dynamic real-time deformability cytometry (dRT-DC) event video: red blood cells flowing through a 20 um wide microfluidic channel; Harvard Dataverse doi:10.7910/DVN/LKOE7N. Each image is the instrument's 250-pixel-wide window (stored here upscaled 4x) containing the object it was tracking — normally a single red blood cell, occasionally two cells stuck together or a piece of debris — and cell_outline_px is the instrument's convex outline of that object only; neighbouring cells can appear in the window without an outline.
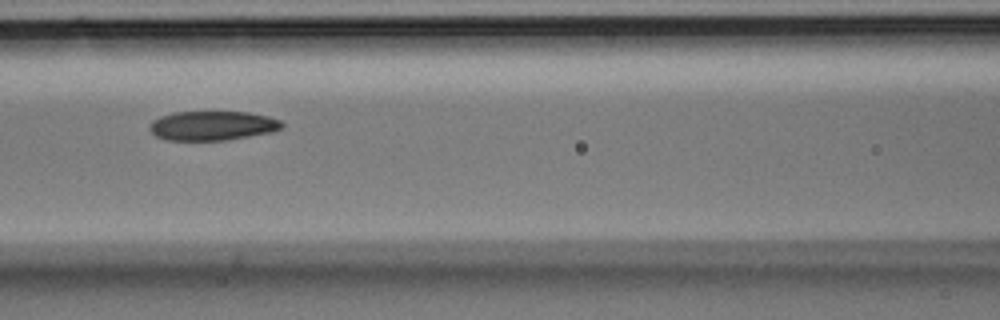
{"species": "Egyptian fruit bat (a non-hibernating species)", "species_latin": "Rousettus aegyptiacus", "temperature_condition": "room temperature", "stored_images_in_passage": 5, "camera_frame_rate_fps": 3000, "um_per_image_px": 0.085, "animal": {"sex": "male"}, "frame": {"image": 1, "passage_image": 4, "time_ms": 1.0, "image_size_px": [1000, 320], "cell_outline_px": [[284, 124], [280, 128], [272, 132], [228, 140], [168, 140], [156, 136], [148, 128], [152, 120], [160, 116], [172, 112], [248, 112], [268, 116], [280, 120]], "centroid_in_image_um": [18.04, 10.68], "position_along_channel_um": 148.6, "area_um2": 22.66}}
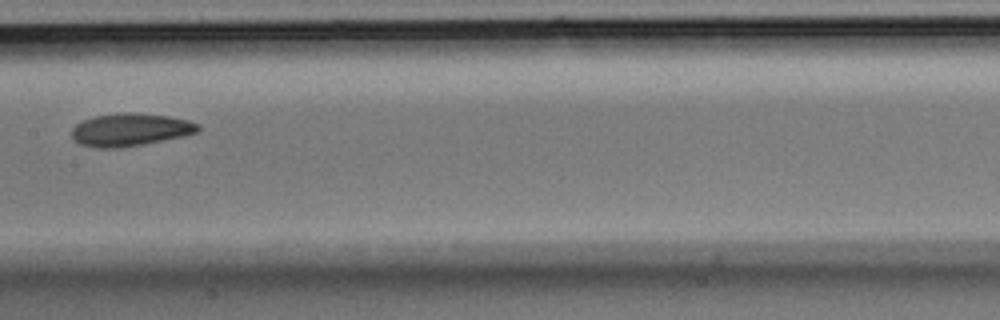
{"frame": {"image": 2, "passage_image": 5, "time_ms": 1.333, "image_size_px": [1000, 320], "cell_outline_px": [[200, 128], [196, 132], [184, 136], [144, 144], [116, 148], [100, 148], [80, 144], [72, 140], [72, 128], [76, 124], [84, 120], [96, 116], [124, 112], [136, 112], [168, 116], [188, 120], [200, 124]], "centroid_in_image_um": [11.07, 11.02], "position_along_channel_um": 196.3, "area_um2": 24.1}}